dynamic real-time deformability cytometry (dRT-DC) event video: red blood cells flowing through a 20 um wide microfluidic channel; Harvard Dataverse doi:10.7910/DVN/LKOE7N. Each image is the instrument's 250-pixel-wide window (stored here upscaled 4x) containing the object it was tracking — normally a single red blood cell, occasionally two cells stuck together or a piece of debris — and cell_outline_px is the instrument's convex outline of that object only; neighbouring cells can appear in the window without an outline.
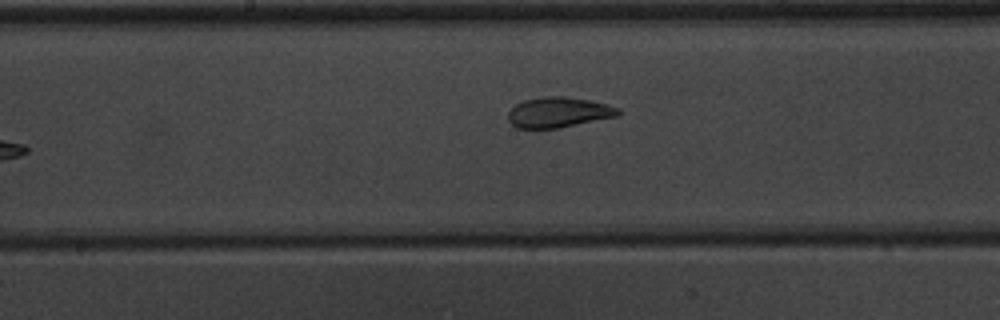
{"species": "common noctule bat (a hibernating species)", "species_latin": "Nyctalus noctula", "temperature_condition": "warm", "stored_images_in_passage": 9, "camera_frame_rate_fps": 3000, "um_per_image_px": 0.085, "animal": {"sex": "male", "body_mass_g": 20.1, "forearm_length_mm": 53.5}, "frame": {"image": 1, "passage_image": 8, "time_ms": 9.0, "image_size_px": [1000, 320], "cell_outline_px": [[620, 112], [616, 116], [560, 128], [516, 128], [508, 120], [508, 112], [516, 104], [524, 100], [544, 96], [564, 96], [588, 100], [608, 104], [620, 108]], "centroid_in_image_um": [47.46, 9.54], "position_along_channel_um": 200.7, "area_um2": 19.42}}
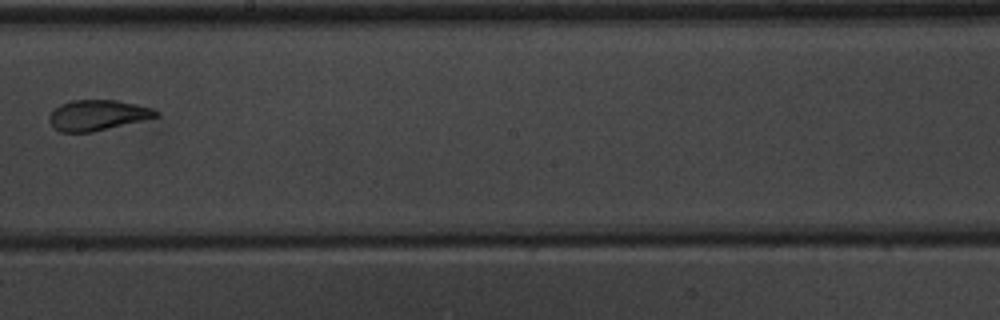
{"frame": {"image": 2, "passage_image": 9, "time_ms": 10.0, "image_size_px": [1000, 320], "cell_outline_px": [[160, 116], [144, 120], [92, 132], [60, 132], [52, 128], [48, 120], [48, 116], [60, 104], [72, 100], [116, 100], [136, 104], [152, 108], [160, 112]], "centroid_in_image_um": [8.28, 9.79], "position_along_channel_um": 239.9, "area_um2": 19.07}}